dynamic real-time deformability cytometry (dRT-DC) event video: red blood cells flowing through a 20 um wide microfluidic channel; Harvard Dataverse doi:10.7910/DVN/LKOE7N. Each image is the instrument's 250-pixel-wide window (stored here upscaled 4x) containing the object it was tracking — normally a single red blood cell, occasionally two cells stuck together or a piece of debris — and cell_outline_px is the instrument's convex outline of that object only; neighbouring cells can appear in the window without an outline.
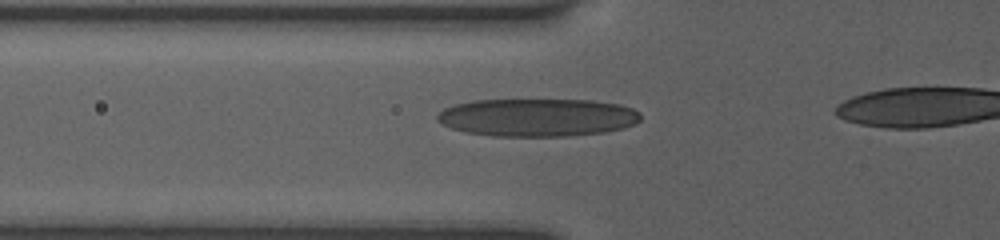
{"species": "human", "species_latin": "Homo sapiens", "temperature_condition": "room temperature", "stored_images_in_passage": 55, "camera_frame_rate_fps": 3000, "um_per_image_px": 0.085, "donor": {"sex": "female"}, "frame": {"image": 1, "passage_image": 4, "time_ms": 0.333, "image_size_px": [1000, 240], "cell_outline_px": [[640, 120], [636, 124], [624, 128], [604, 132], [568, 136], [492, 136], [464, 132], [452, 128], [436, 120], [436, 116], [444, 108], [456, 104], [472, 100], [592, 100], [620, 104], [632, 108], [640, 112]], "centroid_in_image_um": [45.7, 9.98], "position_along_channel_um": 80.1, "area_um2": 45.14}}
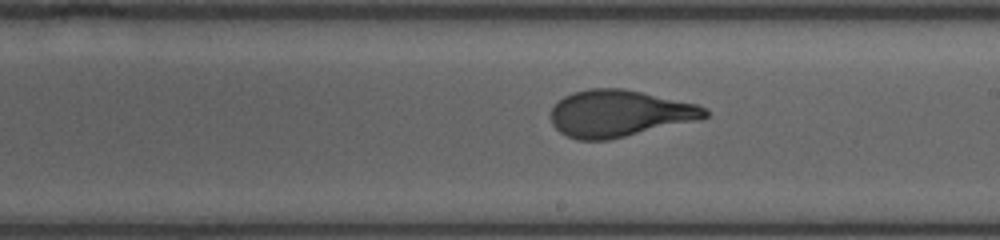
{"frame": {"image": 2, "passage_image": 33, "time_ms": 4.333, "image_size_px": [1000, 240], "cell_outline_px": [[708, 116], [700, 120], [608, 140], [576, 140], [560, 132], [552, 124], [552, 108], [564, 96], [572, 92], [588, 88], [624, 88], [696, 104], [704, 108], [708, 112]], "centroid_in_image_um": [52.64, 9.64], "position_along_channel_um": 236.4, "area_um2": 41.91}}
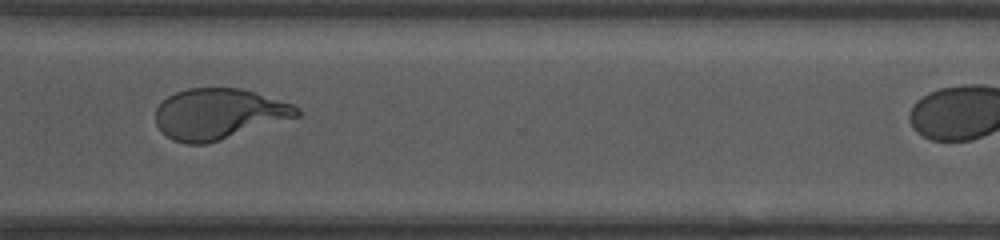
{"frame": {"image": 3, "passage_image": 54, "time_ms": 7.333, "image_size_px": [1000, 240], "cell_outline_px": [[300, 116], [208, 144], [188, 144], [172, 140], [160, 132], [156, 124], [156, 108], [168, 96], [176, 92], [188, 88], [240, 88], [292, 104], [300, 108]], "centroid_in_image_um": [18.57, 9.7], "position_along_channel_um": 352.0, "area_um2": 41.79}}